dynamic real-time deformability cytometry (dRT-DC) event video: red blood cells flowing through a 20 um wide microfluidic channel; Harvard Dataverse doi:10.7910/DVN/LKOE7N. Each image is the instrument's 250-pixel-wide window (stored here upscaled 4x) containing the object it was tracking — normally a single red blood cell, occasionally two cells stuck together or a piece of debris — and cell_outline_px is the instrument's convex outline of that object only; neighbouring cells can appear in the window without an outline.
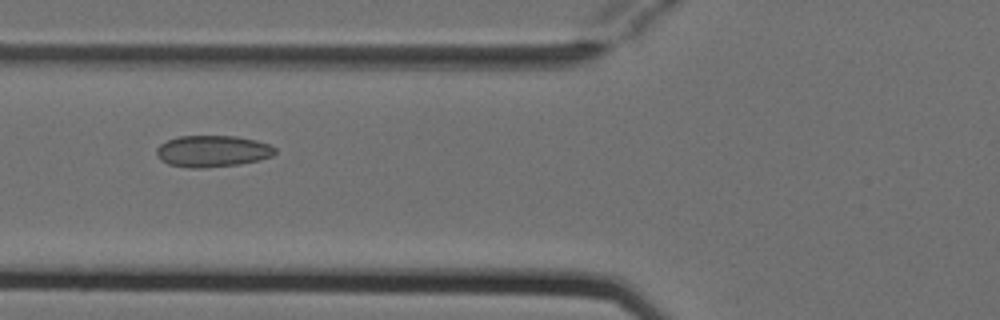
{"species": "Egyptian fruit bat (a non-hibernating species)", "species_latin": "Rousettus aegyptiacus", "temperature_condition": "cold", "stored_images_in_passage": 5, "camera_frame_rate_fps": 3000, "um_per_image_px": 0.085, "animal": {"sex": "female"}, "frame": {"image": 1, "passage_image": 3, "time_ms": 0.667, "image_size_px": [1000, 320], "cell_outline_px": [[276, 152], [272, 156], [260, 160], [240, 164], [204, 168], [188, 168], [168, 164], [160, 160], [156, 156], [156, 148], [160, 144], [168, 140], [180, 136], [236, 136], [256, 140], [268, 144], [276, 148]], "centroid_in_image_um": [18.05, 12.86], "position_along_channel_um": 107.8, "area_um2": 21.96}}
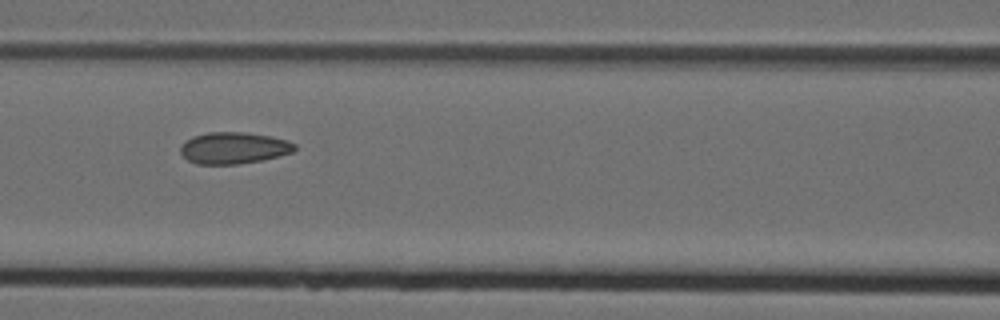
{"frame": {"image": 2, "passage_image": 4, "time_ms": 1.0, "image_size_px": [1000, 320], "cell_outline_px": [[296, 148], [292, 152], [280, 156], [264, 160], [236, 164], [196, 164], [188, 160], [180, 152], [180, 144], [192, 136], [208, 132], [244, 132], [272, 136], [288, 140], [296, 144]], "centroid_in_image_um": [19.87, 12.57], "position_along_channel_um": 146.7, "area_um2": 21.27}}
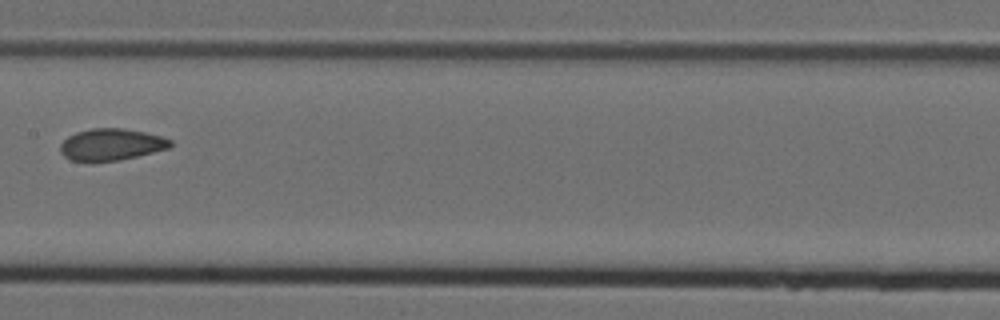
{"frame": {"image": 3, "passage_image": 5, "time_ms": 1.333, "image_size_px": [1000, 320], "cell_outline_px": [[172, 144], [168, 148], [120, 160], [88, 164], [68, 160], [60, 152], [60, 144], [68, 136], [76, 132], [92, 128], [124, 128], [144, 132], [160, 136], [172, 140]], "centroid_in_image_um": [9.38, 12.32], "position_along_channel_um": 198.0, "area_um2": 20.81}}